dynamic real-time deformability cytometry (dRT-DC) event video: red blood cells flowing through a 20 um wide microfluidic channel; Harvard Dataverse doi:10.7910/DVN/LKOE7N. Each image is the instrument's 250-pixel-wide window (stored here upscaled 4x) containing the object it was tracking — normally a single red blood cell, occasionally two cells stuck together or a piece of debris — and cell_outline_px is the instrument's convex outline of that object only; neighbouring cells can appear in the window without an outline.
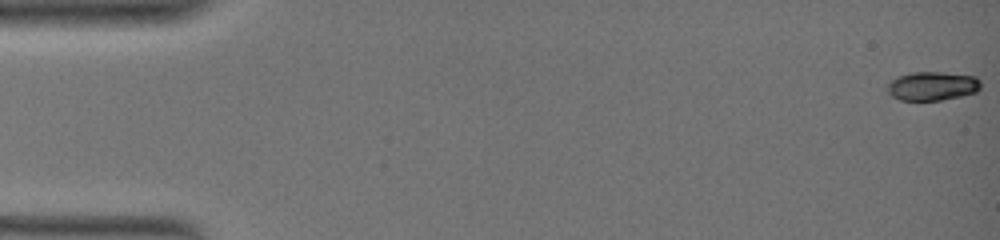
{"species": "common noctule bat (a hibernating species)", "species_latin": "Nyctalus noctula", "temperature_condition": "warm", "stored_images_in_passage": 33, "camera_frame_rate_fps": 3000, "um_per_image_px": 0.085, "animal": {"sex": "female", "body_mass_g": 19.0, "forearm_length_mm": 51.5}, "frame": {"image": 1, "passage_image": 1, "time_ms": 0.0, "image_size_px": [1000, 240], "cell_outline_px": [[980, 88], [976, 92], [960, 96], [940, 100], [900, 100], [892, 96], [888, 92], [888, 84], [892, 80], [900, 76], [912, 72], [944, 72], [976, 76], [980, 80]], "centroid_in_image_um": [79.27, 7.31], "position_along_channel_um": 5.7, "area_um2": 15.61}}
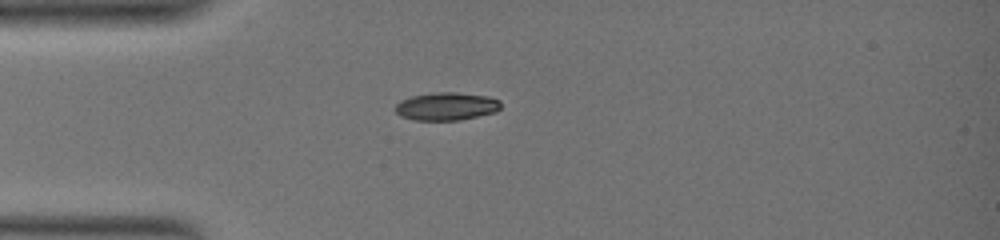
{"frame": {"image": 2, "passage_image": 24, "time_ms": 6.333, "image_size_px": [1000, 240], "cell_outline_px": [[500, 108], [496, 112], [460, 120], [416, 120], [400, 116], [396, 112], [396, 104], [400, 100], [412, 96], [432, 92], [456, 92], [488, 96], [500, 100]], "centroid_in_image_um": [37.95, 9.03], "position_along_channel_um": 47.0, "area_um2": 17.22}}
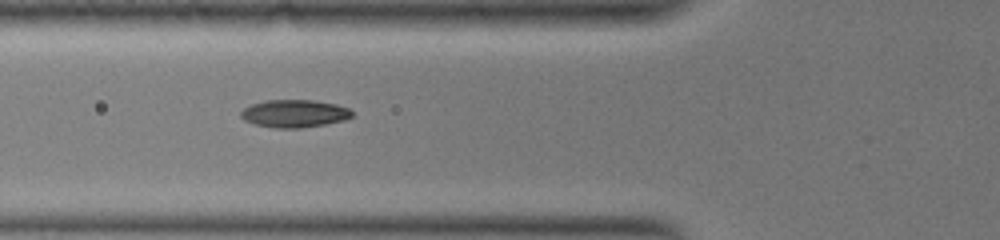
{"frame": {"image": 3, "passage_image": 32, "time_ms": 8.667, "image_size_px": [1000, 240], "cell_outline_px": [[352, 116], [344, 120], [324, 124], [300, 128], [272, 128], [256, 124], [244, 120], [240, 116], [240, 112], [244, 108], [252, 104], [264, 100], [312, 100], [336, 104], [348, 108], [352, 112]], "centroid_in_image_um": [24.99, 9.65], "position_along_channel_um": 100.8, "area_um2": 17.86}}